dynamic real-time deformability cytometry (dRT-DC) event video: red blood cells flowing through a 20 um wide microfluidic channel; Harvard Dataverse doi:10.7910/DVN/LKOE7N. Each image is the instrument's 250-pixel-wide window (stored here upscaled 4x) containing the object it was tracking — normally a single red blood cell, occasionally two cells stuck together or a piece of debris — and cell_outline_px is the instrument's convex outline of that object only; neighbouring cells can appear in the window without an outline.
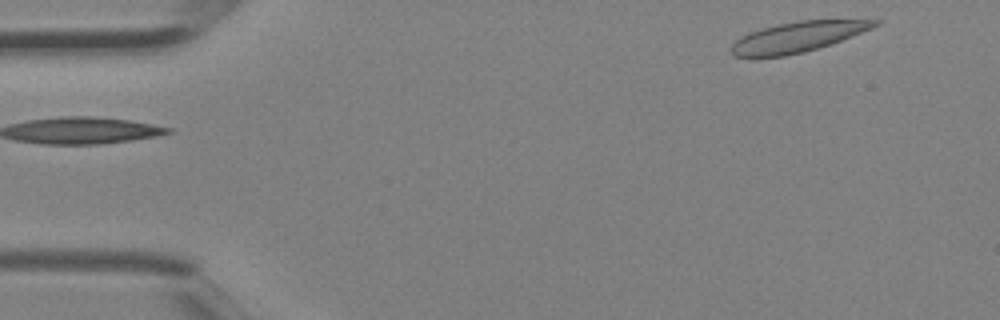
{"species": "Egyptian fruit bat (a non-hibernating species)", "species_latin": "Rousettus aegyptiacus", "temperature_condition": "room temperature", "stored_images_in_passage": 3, "camera_frame_rate_fps": 3000, "um_per_image_px": 0.085, "animal": {"sex": "female"}, "frame": {"image": 1, "passage_image": 1, "time_ms": 0.0, "image_size_px": [1000, 320], "cell_outline_px": [[884, 20], [880, 24], [872, 28], [832, 44], [804, 52], [784, 56], [756, 60], [752, 60], [736, 56], [728, 48], [740, 36], [748, 32], [776, 24], [800, 20]], "centroid_in_image_um": [67.71, 3.18], "position_along_channel_um": 17.3, "area_um2": 26.01}}